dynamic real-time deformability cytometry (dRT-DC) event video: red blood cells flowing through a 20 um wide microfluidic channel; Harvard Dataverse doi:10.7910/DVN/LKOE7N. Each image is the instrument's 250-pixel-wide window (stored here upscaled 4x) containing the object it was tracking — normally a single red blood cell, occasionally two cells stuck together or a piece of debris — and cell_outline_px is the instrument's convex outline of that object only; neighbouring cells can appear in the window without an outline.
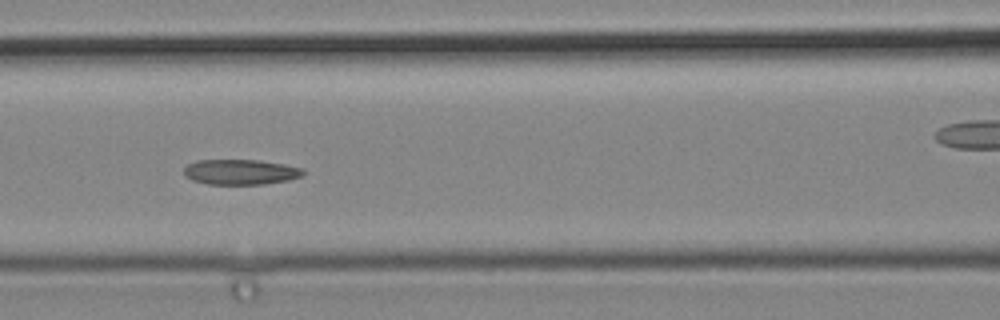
{"species": "common noctule bat (a hibernating species)", "species_latin": "Nyctalus noctula", "temperature_condition": "cold", "stored_images_in_passage": 7, "camera_frame_rate_fps": 3000, "um_per_image_px": 0.085, "animal": {"sex": "male", "body_mass_g": 19.2, "forearm_length_mm": 51.8}, "frame": {"image": 1, "passage_image": 6, "time_ms": 1.667, "image_size_px": [1000, 320], "cell_outline_px": [[304, 176], [288, 180], [264, 184], [208, 184], [192, 180], [184, 176], [184, 168], [188, 164], [196, 160], [260, 160], [284, 164], [304, 168]], "centroid_in_image_um": [20.46, 14.61], "position_along_channel_um": 146.1, "area_um2": 17.69}}